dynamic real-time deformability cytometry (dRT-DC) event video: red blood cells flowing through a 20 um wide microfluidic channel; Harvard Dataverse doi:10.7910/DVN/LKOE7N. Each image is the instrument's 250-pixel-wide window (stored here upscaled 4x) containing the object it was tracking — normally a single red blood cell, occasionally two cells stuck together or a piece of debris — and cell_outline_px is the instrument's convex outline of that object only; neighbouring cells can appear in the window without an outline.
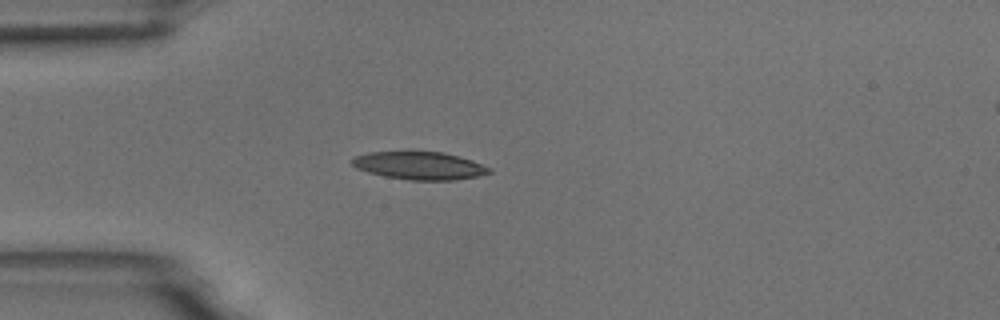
{"species": "common noctule bat (a hibernating species)", "species_latin": "Nyctalus noctula", "temperature_condition": "room temperature", "stored_images_in_passage": 2, "camera_frame_rate_fps": 3000, "um_per_image_px": 0.085, "animal": {"sex": "male", "body_mass_g": 18.8}, "frame": {"image": 1, "passage_image": 1, "time_ms": 0.0, "image_size_px": [1000, 320], "cell_outline_px": [[492, 172], [480, 176], [456, 180], [408, 180], [384, 176], [368, 172], [356, 168], [352, 164], [352, 160], [356, 156], [368, 152], [444, 152], [460, 156], [472, 160], [492, 168]], "centroid_in_image_um": [35.71, 14.09], "position_along_channel_um": 49.3, "area_um2": 22.31}}